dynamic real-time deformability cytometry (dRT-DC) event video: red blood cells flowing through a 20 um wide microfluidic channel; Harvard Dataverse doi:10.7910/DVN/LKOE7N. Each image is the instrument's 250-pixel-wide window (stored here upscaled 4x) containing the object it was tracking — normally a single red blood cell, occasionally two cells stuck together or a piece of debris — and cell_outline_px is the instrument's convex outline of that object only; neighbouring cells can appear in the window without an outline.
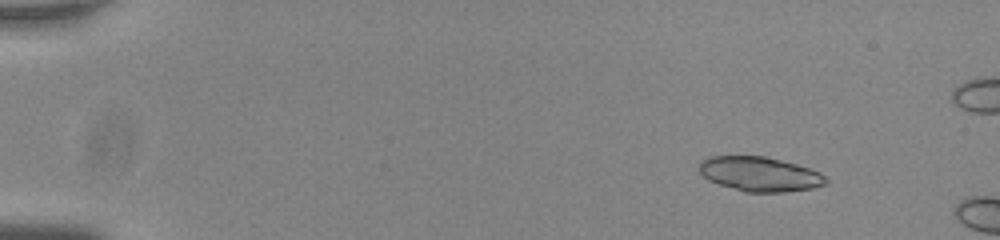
{"species": "common noctule bat (a hibernating species)", "species_latin": "Nyctalus noctula", "temperature_condition": "room temperature", "stored_images_in_passage": 15, "camera_frame_rate_fps": 3000, "um_per_image_px": 0.085, "animal": {"sex": "male", "body_mass_g": 20.0, "forearm_length_mm": 53.3}, "frame": {"image": 1, "passage_image": 7, "time_ms": 2.0, "image_size_px": [1000, 240], "cell_outline_px": [[828, 184], [812, 188], [784, 192], [744, 192], [708, 180], [700, 172], [700, 164], [708, 156], [764, 156], [796, 164], [820, 172], [828, 180]], "centroid_in_image_um": [64.6, 14.8], "position_along_channel_um": 20.4, "area_um2": 25.32}}